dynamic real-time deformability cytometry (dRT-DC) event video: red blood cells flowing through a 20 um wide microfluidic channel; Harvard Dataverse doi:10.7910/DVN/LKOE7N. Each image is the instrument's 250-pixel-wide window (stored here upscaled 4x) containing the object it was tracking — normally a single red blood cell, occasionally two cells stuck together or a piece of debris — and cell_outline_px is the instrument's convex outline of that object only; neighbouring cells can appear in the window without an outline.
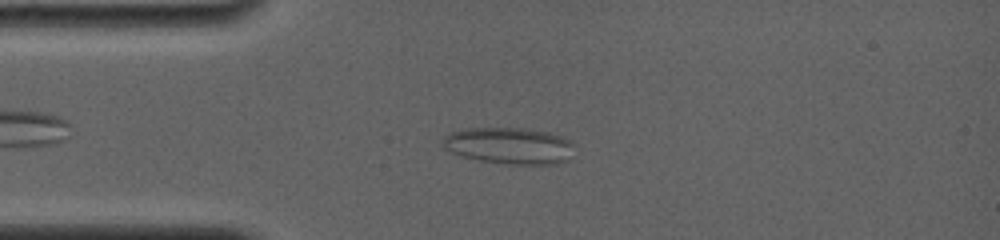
{"species": "common noctule bat (a hibernating species)", "species_latin": "Nyctalus noctula", "temperature_condition": "room temperature", "stored_images_in_passage": 38, "camera_frame_rate_fps": 4000, "um_per_image_px": 0.085, "animal": {"sex": "female", "body_mass_g": 19.0, "forearm_length_mm": 56.7}, "frame": {"image": 1, "passage_image": 4, "time_ms": 1.0, "image_size_px": [1000, 240], "cell_outline_px": [[572, 144], [568, 160], [556, 164], [504, 164], [480, 160], [460, 156], [444, 148], [440, 140], [448, 132], [468, 128], [528, 128], [548, 132], [572, 140]], "centroid_in_image_um": [43.24, 12.38], "position_along_channel_um": 41.8, "area_um2": 28.21}}
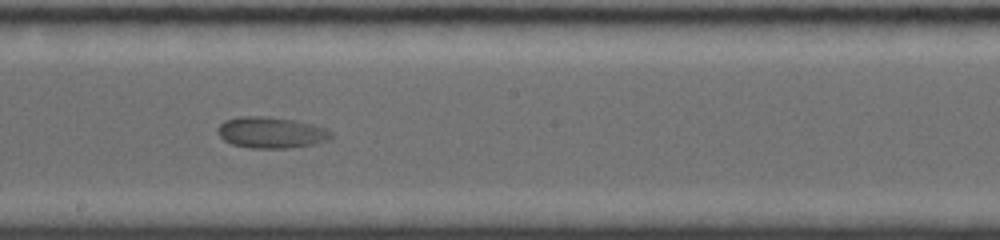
{"frame": {"image": 2, "passage_image": 19, "time_ms": 6.25, "image_size_px": [1000, 240], "cell_outline_px": [[332, 136], [328, 140], [312, 144], [288, 148], [252, 148], [232, 144], [224, 140], [216, 132], [220, 124], [224, 120], [240, 116], [264, 116], [296, 120], [328, 128], [332, 132]], "centroid_in_image_um": [23.05, 11.25], "position_along_channel_um": 225.2, "area_um2": 20.69}}
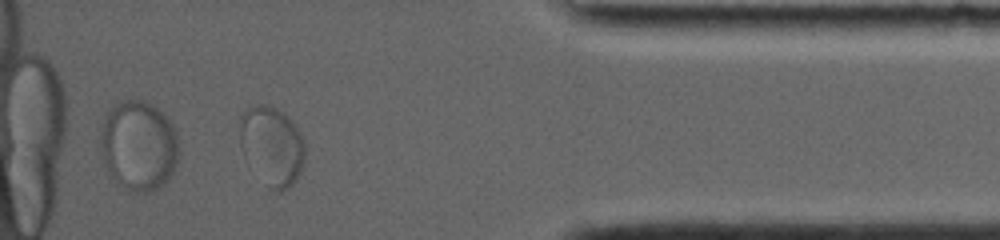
{"frame": {"image": 3, "passage_image": 35, "time_ms": 11.75, "image_size_px": [1000, 240], "cell_outline_px": [[304, 168], [292, 184], [288, 188], [276, 192], [272, 188], [240, 116], [248, 108], [256, 104], [264, 104], [284, 112], [300, 132], [304, 144]], "centroid_in_image_um": [23.41, 12.27], "position_along_channel_um": 411.8, "area_um2": 25.43}}